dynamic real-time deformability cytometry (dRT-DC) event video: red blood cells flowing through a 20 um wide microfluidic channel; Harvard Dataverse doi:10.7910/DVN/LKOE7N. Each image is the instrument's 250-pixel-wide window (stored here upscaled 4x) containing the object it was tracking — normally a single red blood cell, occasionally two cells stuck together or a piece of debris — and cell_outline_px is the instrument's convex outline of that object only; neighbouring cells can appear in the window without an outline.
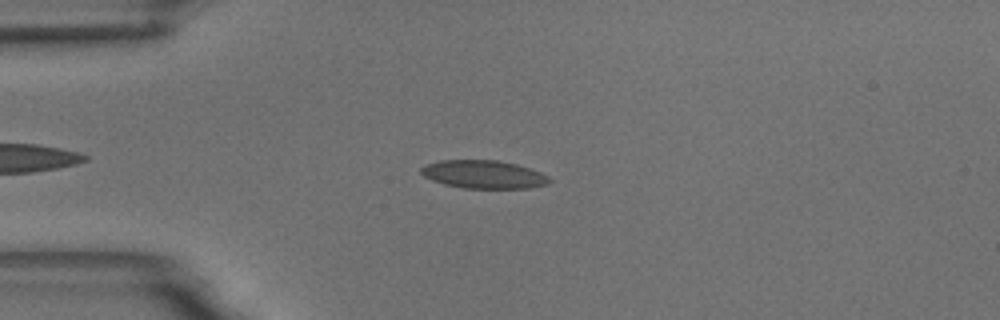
{"species": "common noctule bat (a hibernating species)", "species_latin": "Nyctalus noctula", "temperature_condition": "room temperature", "stored_images_in_passage": 51, "camera_frame_rate_fps": 3000, "um_per_image_px": 0.085, "animal": {"sex": "male", "body_mass_g": 18.8}, "frame": {"image": 1, "passage_image": 9, "time_ms": 2.667, "image_size_px": [1000, 320], "cell_outline_px": [[552, 180], [548, 184], [528, 188], [464, 188], [444, 184], [432, 180], [424, 176], [420, 172], [420, 168], [424, 164], [440, 160], [496, 160], [516, 164], [540, 172], [548, 176]], "centroid_in_image_um": [41.08, 14.82], "position_along_channel_um": 43.9, "area_um2": 21.04}}
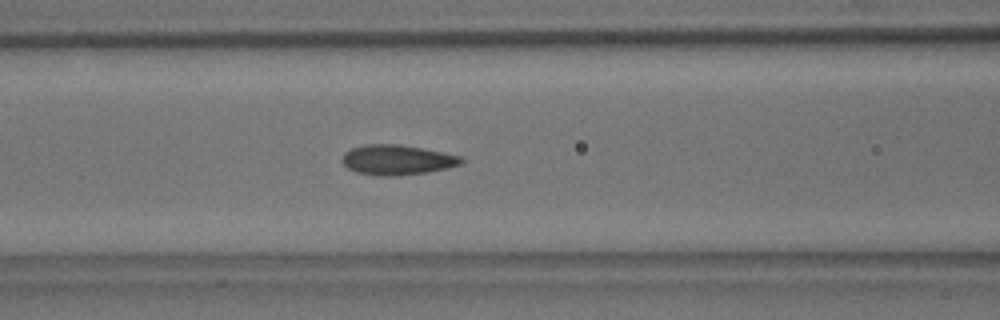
{"frame": {"image": 2, "passage_image": 18, "time_ms": 5.667, "image_size_px": [1000, 320], "cell_outline_px": [[464, 160], [460, 164], [448, 168], [428, 172], [396, 176], [380, 176], [356, 172], [348, 168], [344, 164], [344, 152], [352, 148], [364, 144], [400, 144], [424, 148], [460, 156]], "centroid_in_image_um": [33.77, 13.58], "position_along_channel_um": 132.8, "area_um2": 20.81}}
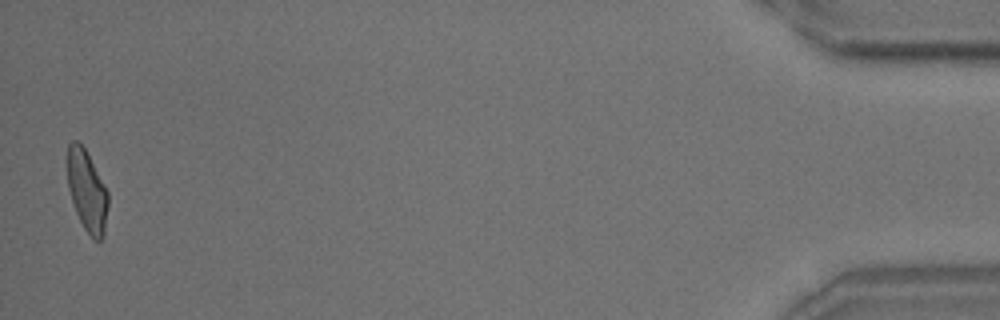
{"frame": {"image": 3, "passage_image": 50, "time_ms": 16.333, "image_size_px": [1000, 320], "cell_outline_px": [[108, 204], [104, 236], [100, 240], [92, 240], [84, 228], [76, 212], [68, 188], [64, 160], [68, 144], [72, 140], [76, 140], [84, 148], [108, 192]], "centroid_in_image_um": [7.34, 16.2], "position_along_channel_um": 427.9, "area_um2": 19.59}, "authors_computed_cell_mechanics": {"area_um2": 20.23, "velocity_mm_per_s": 3.6219, "shape_relaxation_time_tau1_ms": null, "shape_relaxation_time_tau2_ms": 1.394, "deformation_change_tau1": null, "deformation_change_tau2": 0.0612}}